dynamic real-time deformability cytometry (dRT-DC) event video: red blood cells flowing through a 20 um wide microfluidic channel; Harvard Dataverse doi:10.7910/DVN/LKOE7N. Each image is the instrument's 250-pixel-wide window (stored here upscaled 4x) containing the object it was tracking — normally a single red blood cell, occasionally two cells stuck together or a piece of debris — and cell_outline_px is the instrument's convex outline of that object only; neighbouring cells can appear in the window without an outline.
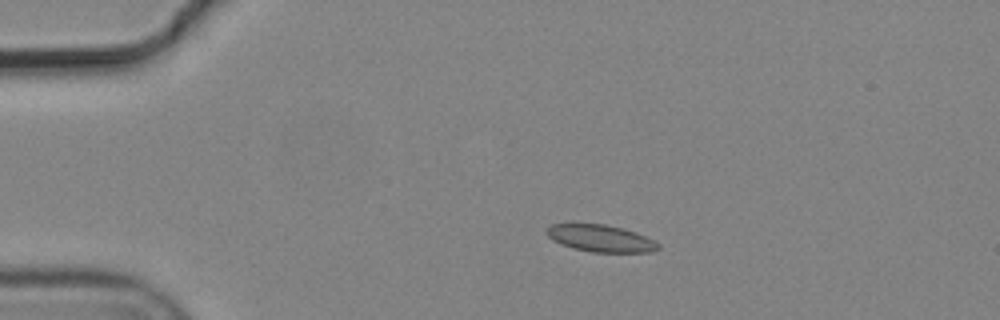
{"species": "common noctule bat (a hibernating species)", "species_latin": "Nyctalus noctula", "temperature_condition": "cold", "stored_images_in_passage": 5, "camera_frame_rate_fps": 3000, "um_per_image_px": 0.085, "animal": {"sex": "male", "body_mass_g": 19.2, "forearm_length_mm": 51.8}, "frame": {"image": 1, "passage_image": 4, "time_ms": 1.0, "image_size_px": [1000, 320], "cell_outline_px": [[660, 248], [652, 252], [592, 252], [572, 248], [560, 244], [552, 240], [548, 236], [544, 228], [552, 224], [604, 224], [624, 228], [636, 232], [660, 244]], "centroid_in_image_um": [51.03, 20.26], "position_along_channel_um": 34.0, "area_um2": 17.63}}